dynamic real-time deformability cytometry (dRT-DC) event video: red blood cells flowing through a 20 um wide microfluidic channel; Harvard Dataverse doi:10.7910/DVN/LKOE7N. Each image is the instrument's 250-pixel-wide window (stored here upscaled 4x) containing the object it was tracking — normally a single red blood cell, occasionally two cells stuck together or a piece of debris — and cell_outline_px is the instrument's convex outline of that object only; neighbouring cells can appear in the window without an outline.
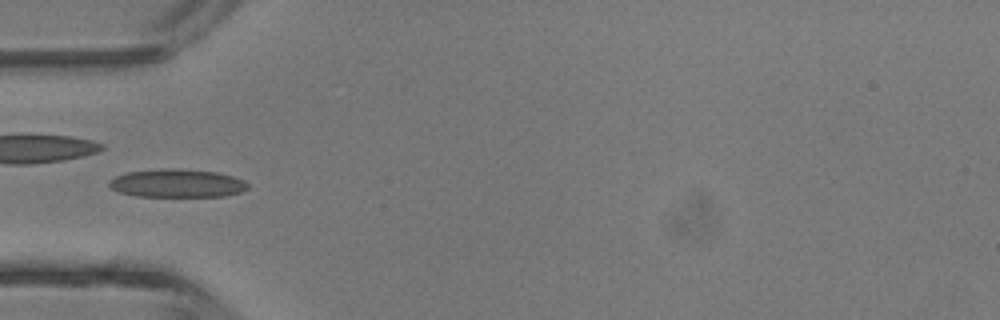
{"species": "common noctule bat (a hibernating species)", "species_latin": "Nyctalus noctula", "temperature_condition": "room temperature", "stored_images_in_passage": 3, "camera_frame_rate_fps": 3000, "um_per_image_px": 0.085, "animal": {"sex": "male", "body_mass_g": 13.3}, "frame": {"image": 1, "passage_image": 3, "time_ms": 2.333, "image_size_px": [1000, 320], "cell_outline_px": [[248, 188], [240, 192], [224, 196], [136, 196], [120, 192], [112, 188], [108, 184], [108, 180], [116, 176], [128, 172], [160, 168], [180, 168], [216, 172], [232, 176], [244, 180], [248, 184]], "centroid_in_image_um": [15.05, 15.56], "position_along_channel_um": 70.0, "area_um2": 22.83}}